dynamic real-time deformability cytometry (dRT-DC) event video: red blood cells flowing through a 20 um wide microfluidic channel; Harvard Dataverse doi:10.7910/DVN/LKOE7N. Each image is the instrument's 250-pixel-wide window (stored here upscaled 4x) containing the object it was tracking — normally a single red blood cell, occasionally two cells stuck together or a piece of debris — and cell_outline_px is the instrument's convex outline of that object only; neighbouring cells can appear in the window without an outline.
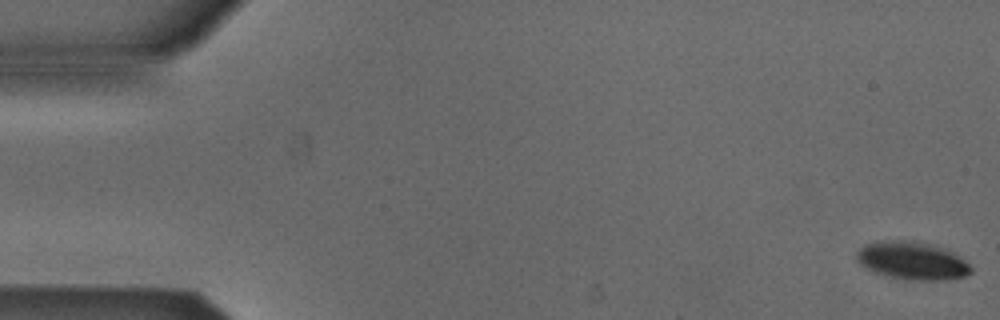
{"species": "Egyptian fruit bat (a non-hibernating species)", "species_latin": "Rousettus aegyptiacus", "temperature_condition": "cold", "stored_images_in_passage": 24, "camera_frame_rate_fps": 3000, "um_per_image_px": 0.085, "animal": {"sex": "male"}, "frame": {"image": 1, "passage_image": 1, "time_ms": 0.0, "image_size_px": [1000, 320], "cell_outline_px": [[972, 272], [964, 276], [948, 280], [904, 280], [876, 272], [860, 264], [856, 260], [856, 252], [864, 244], [884, 240], [912, 240], [948, 248], [964, 260], [972, 268]], "centroid_in_image_um": [77.55, 22.14], "position_along_channel_um": 7.5, "area_um2": 25.43}}
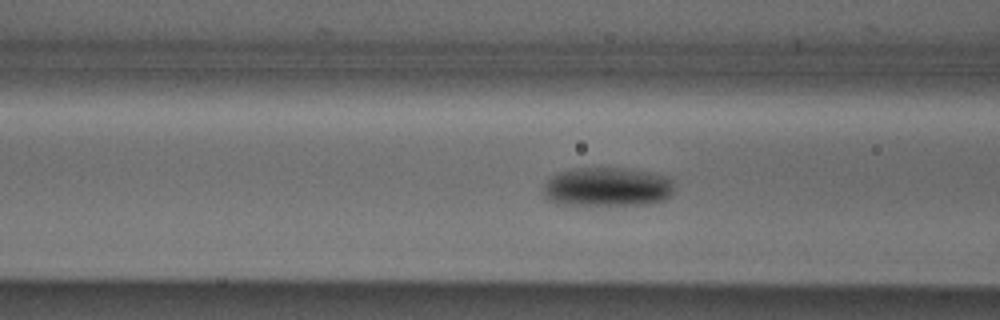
{"frame": {"image": 2, "passage_image": 21, "time_ms": 6.667, "image_size_px": [1000, 320], "cell_outline_px": [[672, 192], [664, 200], [648, 204], [564, 204], [548, 200], [544, 196], [544, 184], [552, 176], [560, 172], [576, 168], [624, 168], [652, 172], [664, 176], [672, 180]], "centroid_in_image_um": [51.62, 15.88], "position_along_channel_um": 115.0, "area_um2": 29.42}}
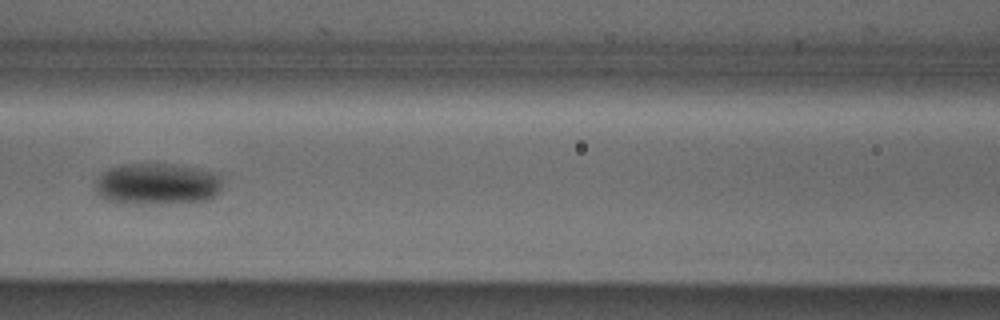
{"frame": {"image": 3, "passage_image": 24, "time_ms": 7.667, "image_size_px": [1000, 320], "cell_outline_px": [[220, 192], [208, 200], [168, 204], [120, 204], [104, 200], [92, 188], [92, 184], [100, 172], [108, 168], [120, 164], [172, 164], [196, 168], [212, 172], [220, 176]], "centroid_in_image_um": [13.24, 15.66], "position_along_channel_um": 153.4, "area_um2": 31.67}}